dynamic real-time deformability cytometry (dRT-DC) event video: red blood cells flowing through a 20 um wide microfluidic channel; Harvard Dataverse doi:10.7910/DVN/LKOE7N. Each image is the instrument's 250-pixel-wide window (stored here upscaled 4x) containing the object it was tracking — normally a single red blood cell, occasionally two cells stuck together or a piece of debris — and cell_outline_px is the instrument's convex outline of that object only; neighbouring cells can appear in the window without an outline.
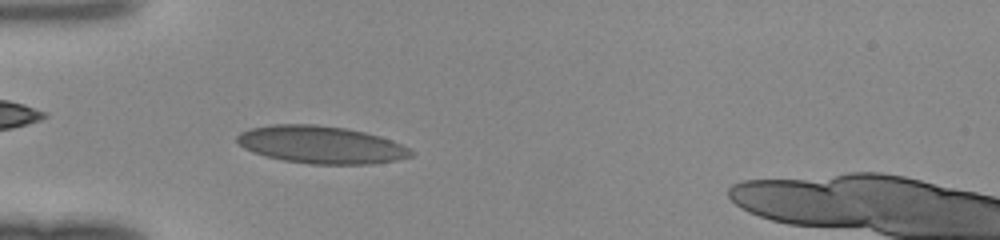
{"species": "human", "species_latin": "Homo sapiens", "temperature_condition": "room temperature", "stored_images_in_passage": 46, "camera_frame_rate_fps": 3000, "um_per_image_px": 0.085, "donor": {"sex": "female"}, "frame": {"image": 1, "passage_image": 13, "time_ms": 4.0, "image_size_px": [1000, 240], "cell_outline_px": [[416, 152], [412, 156], [396, 160], [372, 164], [312, 164], [284, 160], [264, 156], [252, 152], [244, 148], [236, 140], [236, 136], [240, 132], [252, 128], [272, 124], [316, 124], [344, 128], [364, 132], [380, 136], [392, 140]], "centroid_in_image_um": [27.28, 12.3], "position_along_channel_um": 57.7, "area_um2": 38.03}}
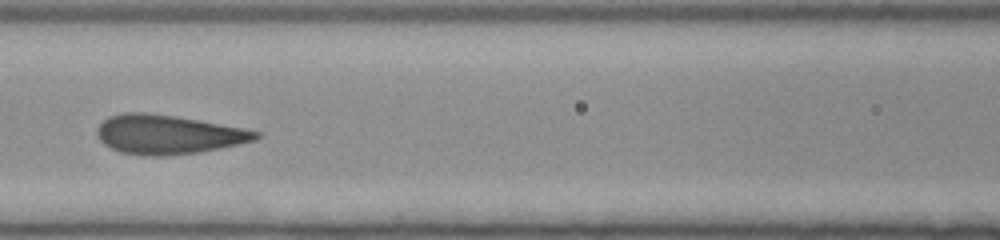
{"frame": {"image": 2, "passage_image": 20, "time_ms": 6.333, "image_size_px": [1000, 240], "cell_outline_px": [[260, 136], [256, 140], [200, 152], [164, 156], [140, 156], [120, 152], [104, 144], [96, 136], [96, 128], [108, 116], [124, 112], [144, 112], [176, 116], [244, 128], [260, 132]], "centroid_in_image_um": [14.24, 11.43], "position_along_channel_um": 152.4, "area_um2": 36.36}}
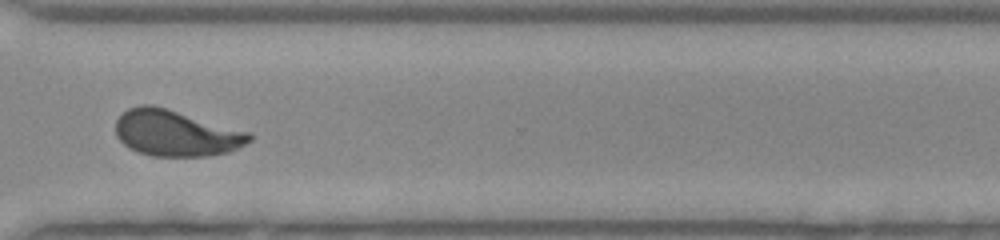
{"frame": {"image": 3, "passage_image": 34, "time_ms": 11.0, "image_size_px": [1000, 240], "cell_outline_px": [[252, 140], [228, 152], [208, 156], [152, 156], [128, 148], [116, 136], [116, 120], [128, 108], [140, 104], [152, 104], [252, 132]], "centroid_in_image_um": [14.96, 11.31], "position_along_channel_um": 355.6, "area_um2": 36.01}}